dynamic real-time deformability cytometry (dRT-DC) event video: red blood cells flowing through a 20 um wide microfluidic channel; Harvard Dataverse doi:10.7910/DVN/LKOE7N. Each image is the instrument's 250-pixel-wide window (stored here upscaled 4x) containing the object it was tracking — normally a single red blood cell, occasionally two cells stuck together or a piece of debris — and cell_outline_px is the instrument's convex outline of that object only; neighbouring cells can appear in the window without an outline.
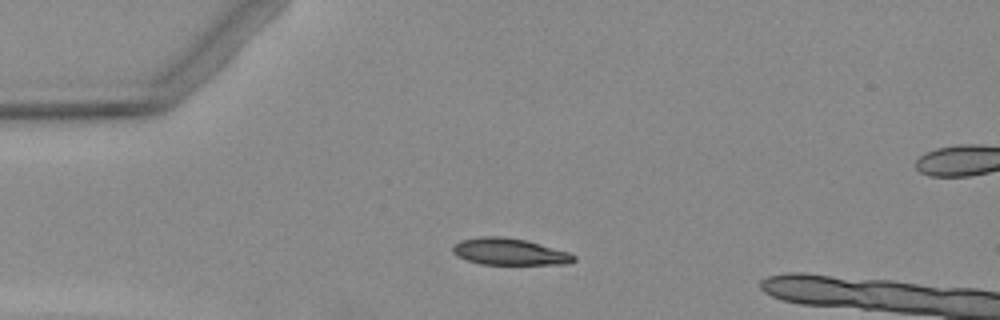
{"species": "Egyptian fruit bat (a non-hibernating species)", "species_latin": "Rousettus aegyptiacus", "temperature_condition": "warm", "stored_images_in_passage": 5, "camera_frame_rate_fps": 3000, "um_per_image_px": 0.085, "animal": {"sex": "female"}, "frame": {"image": 1, "passage_image": 2, "time_ms": 1.0, "image_size_px": [1000, 320], "cell_outline_px": [[576, 260], [568, 264], [480, 264], [468, 260], [452, 252], [452, 244], [460, 240], [480, 236], [500, 236], [524, 240], [568, 252], [576, 256]], "centroid_in_image_um": [43.27, 21.39], "position_along_channel_um": 41.7, "area_um2": 18.67}}
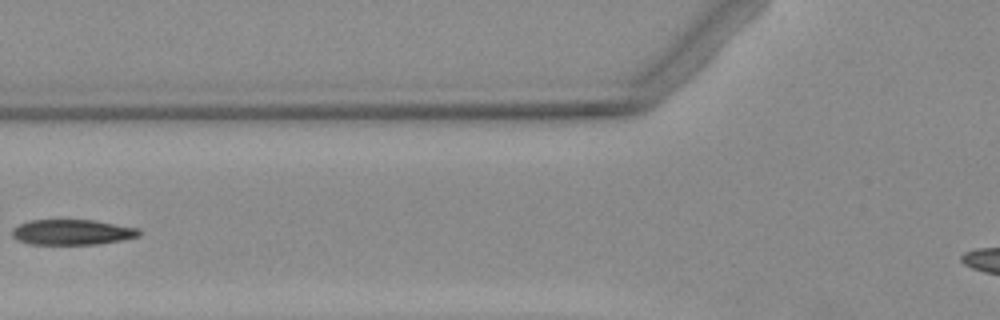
{"frame": {"image": 2, "passage_image": 4, "time_ms": 3.667, "image_size_px": [1000, 320], "cell_outline_px": [[140, 236], [124, 240], [100, 244], [32, 244], [16, 240], [12, 236], [12, 228], [20, 224], [32, 220], [96, 220], [140, 228]], "centroid_in_image_um": [6.18, 19.73], "position_along_channel_um": 119.6, "area_um2": 18.96}}
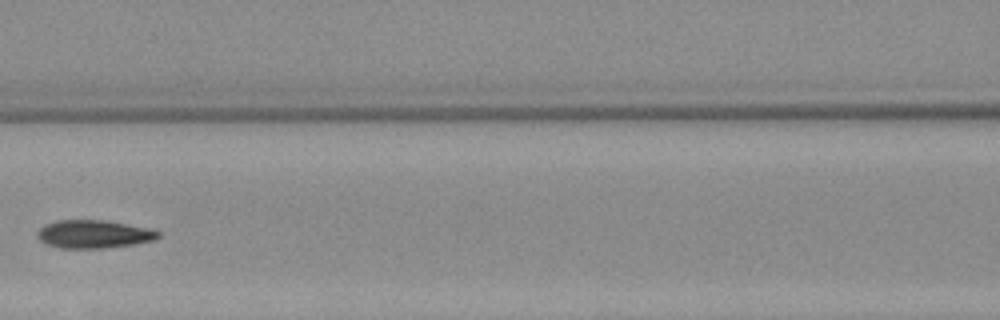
{"frame": {"image": 3, "passage_image": 5, "time_ms": 4.667, "image_size_px": [1000, 320], "cell_outline_px": [[160, 236], [152, 240], [136, 244], [104, 248], [64, 248], [48, 244], [40, 240], [40, 228], [44, 224], [56, 220], [100, 220], [124, 224], [144, 228], [160, 232]], "centroid_in_image_um": [7.96, 19.9], "position_along_channel_um": 158.6, "area_um2": 19.25}}